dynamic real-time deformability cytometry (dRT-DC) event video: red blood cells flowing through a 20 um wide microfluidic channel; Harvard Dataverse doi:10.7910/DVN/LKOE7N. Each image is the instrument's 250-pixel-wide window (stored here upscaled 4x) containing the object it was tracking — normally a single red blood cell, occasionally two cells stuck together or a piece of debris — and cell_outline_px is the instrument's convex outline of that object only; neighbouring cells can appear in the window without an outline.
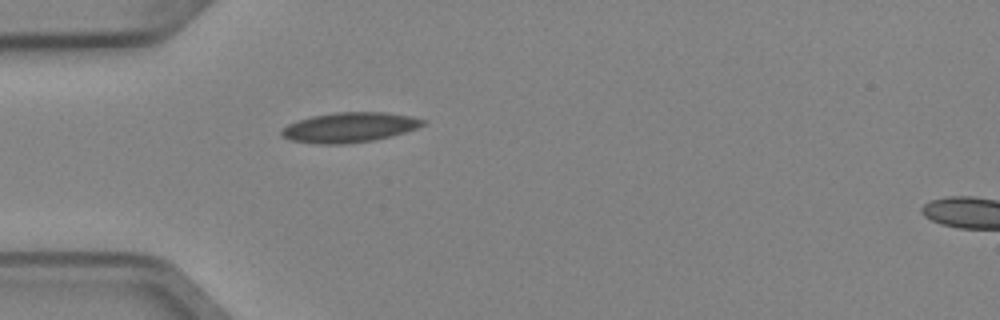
{"species": "Egyptian fruit bat (a non-hibernating species)", "species_latin": "Rousettus aegyptiacus", "temperature_condition": "cold", "stored_images_in_passage": 2, "segment_of_instrument_passage": [1, 2], "camera_frame_rate_fps": 3000, "um_per_image_px": 0.085, "animal": {"sex": "female"}, "frame": {"image": 1, "passage_image": 1, "time_ms": 0.0, "image_size_px": [1000, 320], "cell_outline_px": [[424, 124], [416, 128], [404, 132], [372, 140], [344, 144], [312, 144], [292, 140], [284, 136], [280, 132], [288, 124], [312, 116], [336, 112], [388, 112], [412, 116], [424, 120]], "centroid_in_image_um": [29.7, 10.82], "position_along_channel_um": 55.3, "area_um2": 24.33}}